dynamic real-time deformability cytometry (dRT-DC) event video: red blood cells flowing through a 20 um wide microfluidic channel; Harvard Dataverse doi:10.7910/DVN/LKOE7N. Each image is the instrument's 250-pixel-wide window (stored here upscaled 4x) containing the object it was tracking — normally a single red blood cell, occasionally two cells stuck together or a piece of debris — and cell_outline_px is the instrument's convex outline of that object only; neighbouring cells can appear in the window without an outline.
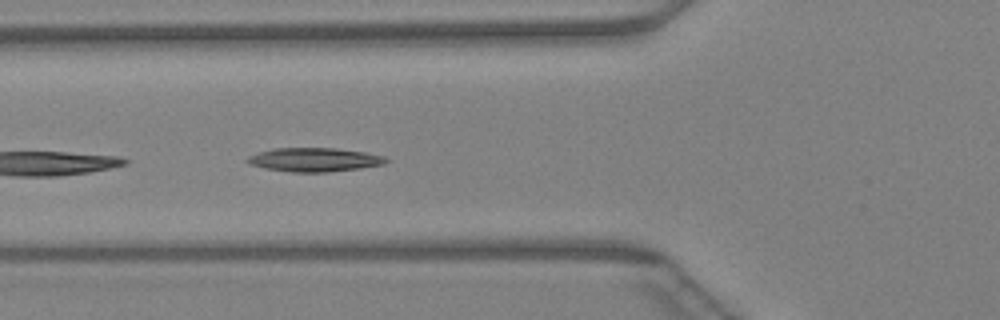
{"species": "Egyptian fruit bat (a non-hibernating species)", "species_latin": "Rousettus aegyptiacus", "temperature_condition": "warm", "stored_images_in_passage": 23, "camera_frame_rate_fps": 3000, "um_per_image_px": 0.085, "animal": {"sex": "female"}, "frame": {"image": 1, "passage_image": 17, "time_ms": 5.333, "image_size_px": [1000, 320], "cell_outline_px": [[388, 160], [384, 164], [360, 168], [328, 172], [292, 172], [264, 168], [248, 164], [244, 160], [248, 156], [272, 148], [336, 148], [364, 152], [384, 156]], "centroid_in_image_um": [26.68, 13.57], "position_along_channel_um": 99.1, "area_um2": 19.25}}
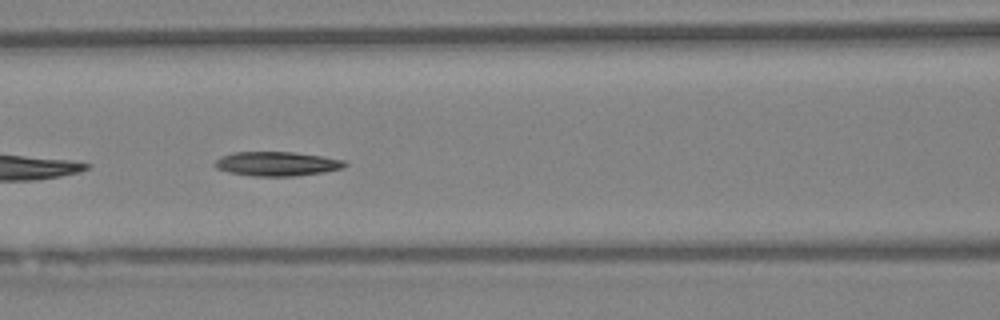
{"frame": {"image": 2, "passage_image": 20, "time_ms": 6.333, "image_size_px": [1000, 320], "cell_outline_px": [[348, 164], [344, 168], [324, 172], [296, 176], [252, 176], [228, 172], [216, 168], [212, 164], [220, 156], [232, 152], [292, 152], [324, 156], [344, 160]], "centroid_in_image_um": [23.53, 13.92], "position_along_channel_um": 143.1, "area_um2": 18.61}}